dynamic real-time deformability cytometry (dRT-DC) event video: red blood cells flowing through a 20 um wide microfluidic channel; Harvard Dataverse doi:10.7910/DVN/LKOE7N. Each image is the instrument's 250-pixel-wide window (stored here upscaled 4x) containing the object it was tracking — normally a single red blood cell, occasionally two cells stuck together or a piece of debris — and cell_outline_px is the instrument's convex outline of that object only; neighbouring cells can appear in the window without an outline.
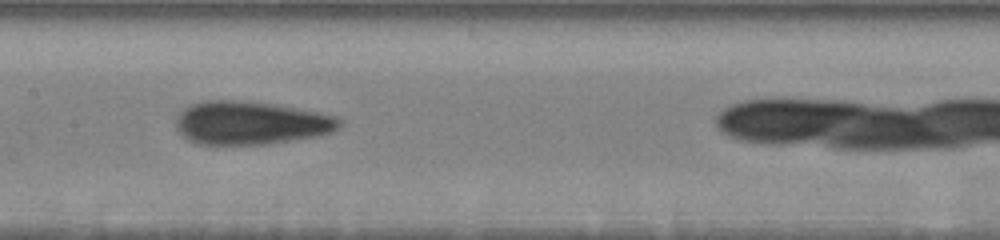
{"species": "human", "species_latin": "Homo sapiens", "temperature_condition": "warm", "stored_images_in_passage": 15, "camera_frame_rate_fps": 3000, "um_per_image_px": 0.085, "donor": {"sex": "male"}, "frame": {"image": 1, "passage_image": 8, "time_ms": 3.667, "image_size_px": [1000, 240], "cell_outline_px": [[344, 120], [340, 128], [332, 132], [320, 136], [268, 144], [196, 144], [188, 140], [176, 128], [176, 116], [188, 104], [204, 100], [232, 100], [276, 104], [336, 116]], "centroid_in_image_um": [21.32, 10.45], "position_along_channel_um": 186.1, "area_um2": 41.56}}
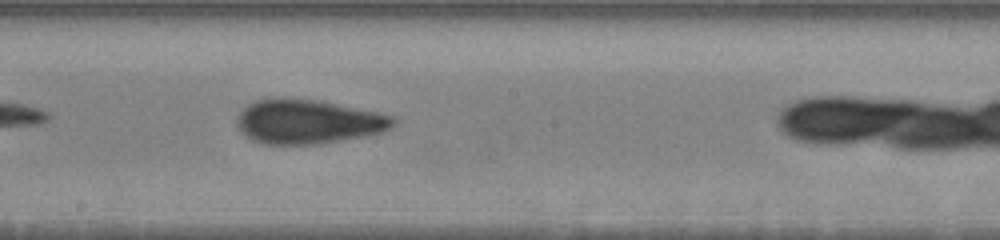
{"frame": {"image": 2, "passage_image": 9, "time_ms": 4.667, "image_size_px": [1000, 240], "cell_outline_px": [[396, 124], [384, 132], [320, 144], [260, 144], [244, 136], [236, 124], [236, 120], [240, 112], [248, 104], [256, 100], [272, 96], [280, 96], [324, 100], [376, 112], [392, 116], [396, 120]], "centroid_in_image_um": [26.15, 10.31], "position_along_channel_um": 222.1, "area_um2": 41.1}}
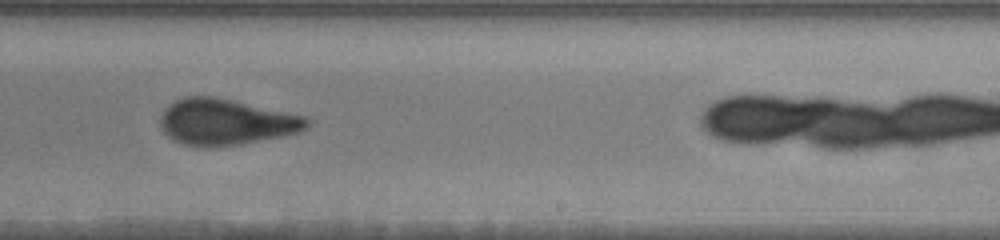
{"frame": {"image": 3, "passage_image": 11, "time_ms": 6.0, "image_size_px": [1000, 240], "cell_outline_px": [[312, 120], [308, 128], [300, 132], [284, 136], [240, 144], [208, 148], [184, 144], [172, 140], [160, 128], [160, 116], [164, 108], [168, 104], [184, 96], [212, 96], [232, 100], [308, 116]], "centroid_in_image_um": [19.22, 10.37], "position_along_channel_um": 269.8, "area_um2": 39.94}}